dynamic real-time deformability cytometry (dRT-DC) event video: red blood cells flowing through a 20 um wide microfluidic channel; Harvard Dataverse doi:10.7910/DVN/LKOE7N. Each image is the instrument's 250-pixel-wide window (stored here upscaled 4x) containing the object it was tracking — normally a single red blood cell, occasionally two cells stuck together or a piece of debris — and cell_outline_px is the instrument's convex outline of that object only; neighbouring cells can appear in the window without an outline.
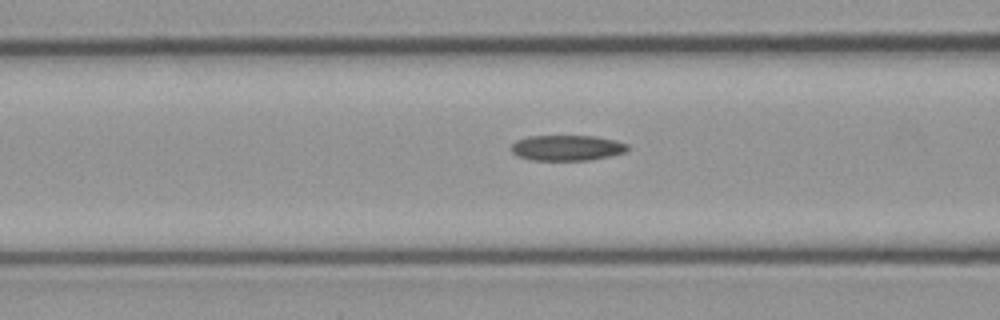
{"species": "common noctule bat (a hibernating species)", "species_latin": "Nyctalus noctula", "temperature_condition": "cold", "stored_images_in_passage": 12, "camera_frame_rate_fps": 3000, "um_per_image_px": 0.085, "animal": {"sex": "male", "body_mass_g": 23.1, "forearm_length_mm": 52.7}, "frame": {"image": 1, "passage_image": 10, "time_ms": 3.0, "image_size_px": [1000, 320], "cell_outline_px": [[628, 148], [624, 152], [608, 156], [588, 160], [532, 160], [520, 156], [512, 152], [512, 144], [516, 140], [528, 136], [596, 136], [616, 140], [628, 144]], "centroid_in_image_um": [48.2, 12.55], "position_along_channel_um": 118.4, "area_um2": 17.17}}